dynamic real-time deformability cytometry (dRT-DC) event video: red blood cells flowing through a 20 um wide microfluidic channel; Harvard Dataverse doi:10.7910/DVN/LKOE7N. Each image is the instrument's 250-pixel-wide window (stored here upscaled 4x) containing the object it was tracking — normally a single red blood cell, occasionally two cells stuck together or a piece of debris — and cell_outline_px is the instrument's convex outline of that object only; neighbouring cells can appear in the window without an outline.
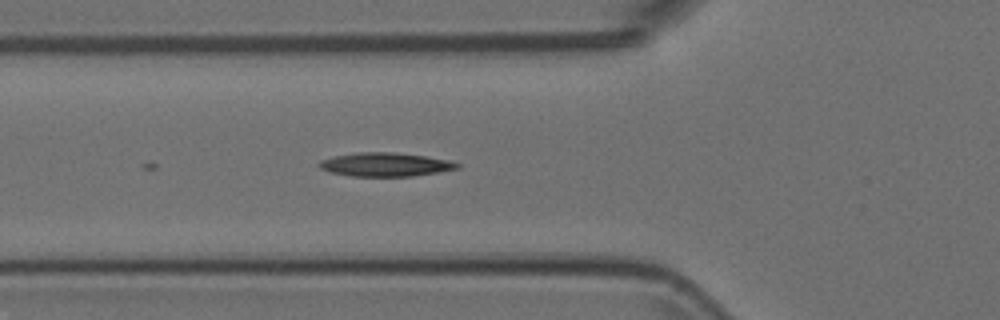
{"species": "Egyptian fruit bat (a non-hibernating species)", "species_latin": "Rousettus aegyptiacus", "temperature_condition": "room temperature", "stored_images_in_passage": 6, "camera_frame_rate_fps": 3000, "um_per_image_px": 0.085, "animal": {"sex": "female"}, "frame": {"image": 1, "passage_image": 6, "time_ms": 1.667, "image_size_px": [1000, 320], "cell_outline_px": [[460, 168], [412, 176], [352, 176], [328, 172], [320, 168], [316, 164], [320, 160], [332, 156], [356, 152], [396, 152], [424, 156], [448, 160], [460, 164]], "centroid_in_image_um": [32.68, 13.98], "position_along_channel_um": 93.1, "area_um2": 19.13}}